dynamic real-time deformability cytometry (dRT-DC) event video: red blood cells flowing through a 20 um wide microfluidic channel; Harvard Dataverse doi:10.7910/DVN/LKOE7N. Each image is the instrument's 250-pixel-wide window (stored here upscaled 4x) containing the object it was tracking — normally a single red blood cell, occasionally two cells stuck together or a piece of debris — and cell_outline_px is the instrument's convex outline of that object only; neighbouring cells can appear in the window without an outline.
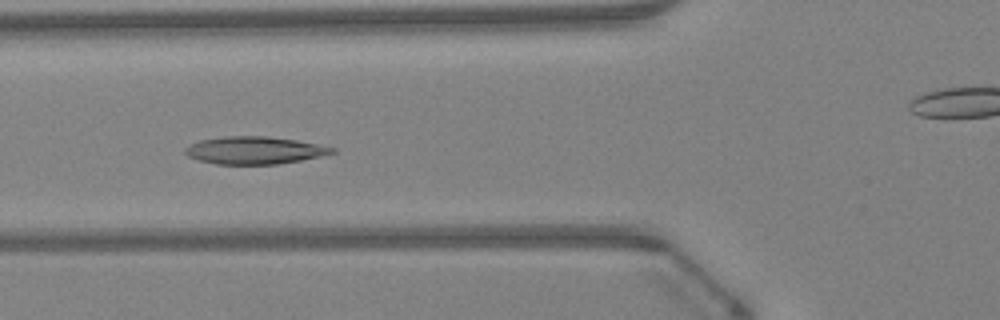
{"species": "Egyptian fruit bat (a non-hibernating species)", "species_latin": "Rousettus aegyptiacus", "temperature_condition": "warm", "stored_images_in_passage": 23, "camera_frame_rate_fps": 3000, "um_per_image_px": 0.085, "animal": {"sex": "female"}, "frame": {"image": 1, "passage_image": 11, "time_ms": 3.333, "image_size_px": [1000, 320], "cell_outline_px": [[336, 152], [320, 156], [300, 160], [276, 164], [216, 164], [200, 160], [188, 156], [184, 152], [184, 148], [200, 140], [224, 136], [268, 136], [296, 140], [336, 148]], "centroid_in_image_um": [21.62, 12.77], "position_along_channel_um": 104.2, "area_um2": 23.35}}
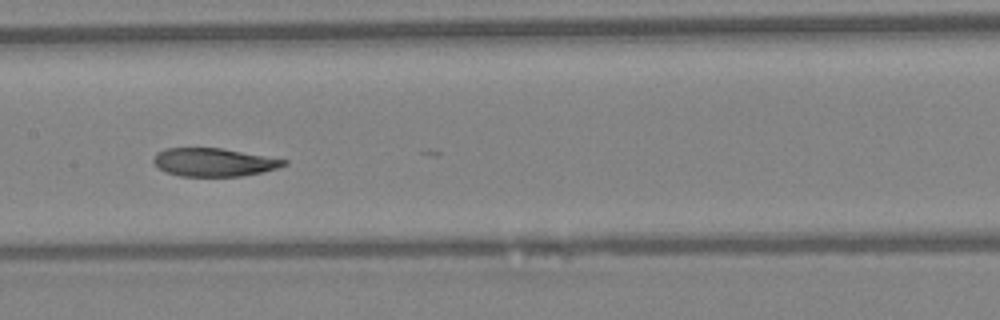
{"frame": {"image": 2, "passage_image": 17, "time_ms": 5.333, "image_size_px": [1000, 320], "cell_outline_px": [[288, 164], [264, 172], [240, 176], [180, 176], [164, 172], [152, 160], [156, 152], [164, 148], [220, 148], [288, 160]], "centroid_in_image_um": [18.15, 13.79], "position_along_channel_um": 189.2, "area_um2": 21.39}}
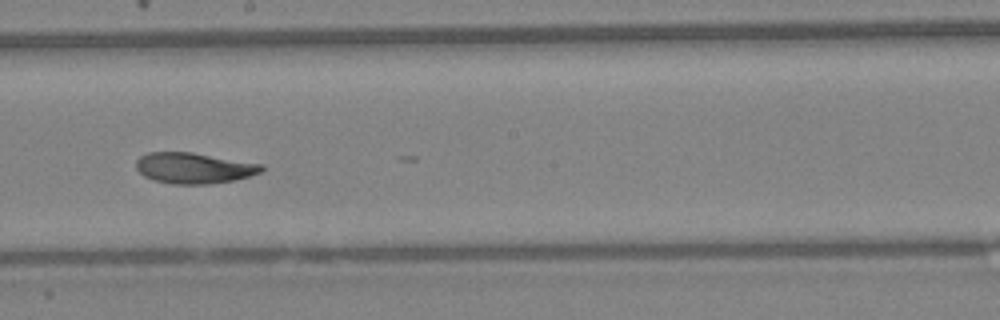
{"frame": {"image": 3, "passage_image": 20, "time_ms": 6.333, "image_size_px": [1000, 320], "cell_outline_px": [[264, 168], [260, 172], [248, 176], [232, 180], [208, 184], [172, 184], [152, 180], [144, 176], [136, 168], [136, 160], [140, 156], [148, 152], [192, 152], [264, 164]], "centroid_in_image_um": [16.46, 14.28], "position_along_channel_um": 231.7, "area_um2": 22.54}}